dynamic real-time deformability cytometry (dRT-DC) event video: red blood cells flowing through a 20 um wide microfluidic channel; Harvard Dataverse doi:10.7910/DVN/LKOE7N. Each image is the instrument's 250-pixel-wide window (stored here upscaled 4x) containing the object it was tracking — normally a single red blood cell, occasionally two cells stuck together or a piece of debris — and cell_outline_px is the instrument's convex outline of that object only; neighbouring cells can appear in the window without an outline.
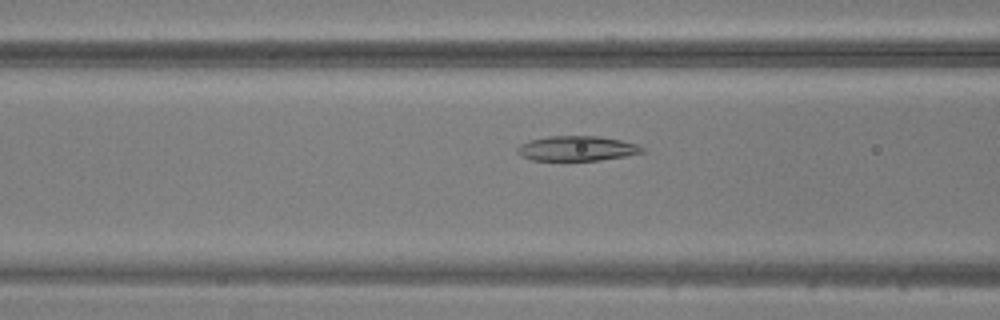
{"species": "common noctule bat (a hibernating species)", "species_latin": "Nyctalus noctula", "temperature_condition": "warm", "stored_images_in_passage": 48, "camera_frame_rate_fps": 3000, "um_per_image_px": 0.085, "animal": {"sex": "male", "body_mass_g": 20.5, "forearm_length_mm": 52.5}, "frame": {"image": 1, "passage_image": 19, "time_ms": 6.0, "image_size_px": [1000, 320], "cell_outline_px": [[644, 152], [624, 156], [600, 160], [532, 160], [520, 156], [516, 152], [516, 148], [520, 144], [528, 140], [548, 136], [600, 136], [620, 140], [636, 144], [644, 148]], "centroid_in_image_um": [48.98, 12.61], "position_along_channel_um": 117.6, "area_um2": 18.15}}
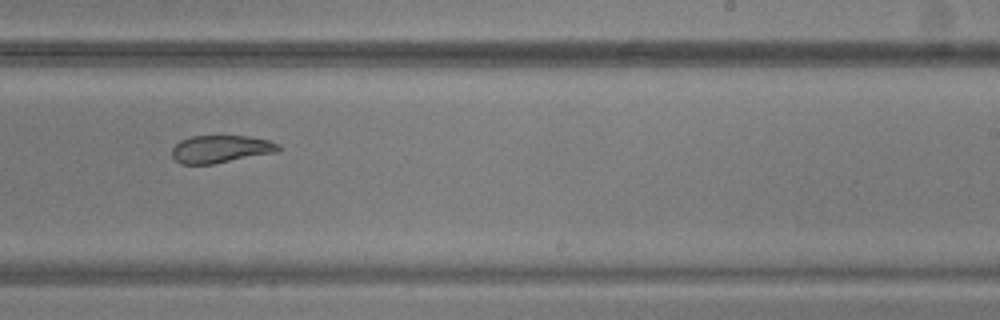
{"frame": {"image": 2, "passage_image": 30, "time_ms": 9.667, "image_size_px": [1000, 320], "cell_outline_px": [[284, 148], [280, 152], [212, 164], [180, 164], [172, 156], [172, 148], [180, 140], [192, 136], [248, 136], [268, 140], [280, 144]], "centroid_in_image_um": [18.82, 12.67], "position_along_channel_um": 270.2, "area_um2": 17.34}}
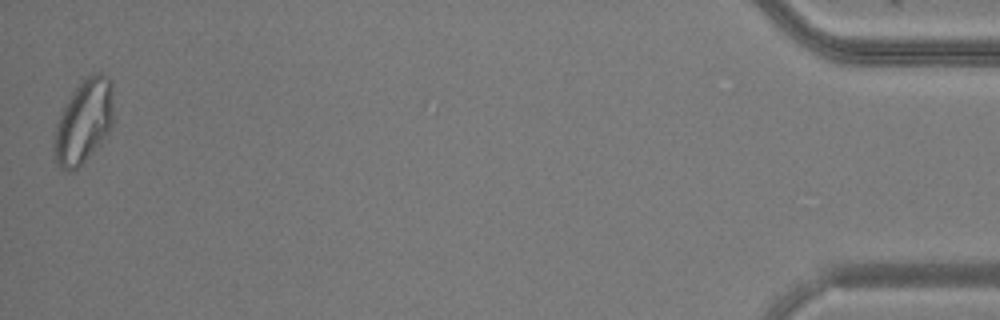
{"frame": {"image": 3, "passage_image": 48, "time_ms": 15.667, "image_size_px": [1000, 320], "cell_outline_px": [[112, 128], [100, 144], [72, 172], [64, 172], [56, 164], [52, 148], [52, 144], [56, 124], [68, 100], [76, 88], [88, 76], [96, 72], [100, 72], [108, 76], [112, 80]], "centroid_in_image_um": [7.1, 10.37], "position_along_channel_um": 428.1, "area_um2": 28.9}}